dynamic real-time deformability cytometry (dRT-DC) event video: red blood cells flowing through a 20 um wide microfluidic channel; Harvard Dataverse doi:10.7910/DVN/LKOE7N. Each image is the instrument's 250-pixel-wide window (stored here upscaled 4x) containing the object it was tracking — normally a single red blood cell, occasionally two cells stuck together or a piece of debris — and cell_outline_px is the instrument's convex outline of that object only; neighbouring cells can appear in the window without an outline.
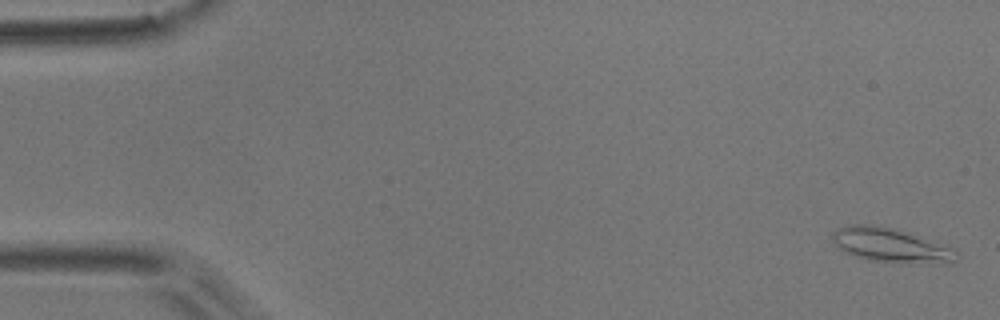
{"species": "common noctule bat (a hibernating species)", "species_latin": "Nyctalus noctula", "temperature_condition": "room temperature", "stored_images_in_passage": 54, "camera_frame_rate_fps": 3000, "um_per_image_px": 0.085, "animal": {"sex": "male", "body_mass_g": 17.9}, "frame": {"image": 1, "passage_image": 1, "time_ms": 0.0, "image_size_px": [1000, 320], "cell_outline_px": [[960, 256], [956, 260], [948, 264], [868, 260], [848, 252], [840, 248], [828, 236], [836, 228], [848, 224], [872, 224], [892, 228], [948, 248], [956, 252]], "centroid_in_image_um": [75.61, 20.83], "position_along_channel_um": 9.4, "area_um2": 23.87}}
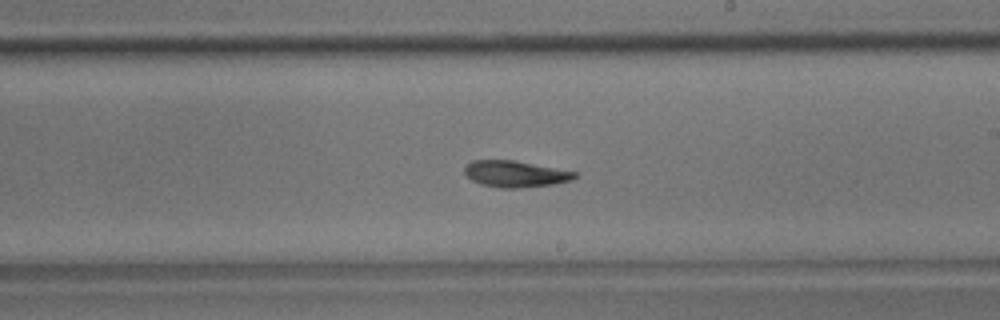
{"frame": {"image": 2, "passage_image": 31, "time_ms": 10.0, "image_size_px": [1000, 320], "cell_outline_px": [[576, 176], [572, 180], [556, 184], [520, 188], [500, 188], [480, 184], [472, 180], [464, 172], [464, 168], [472, 160], [512, 160], [576, 172]], "centroid_in_image_um": [43.79, 14.79], "position_along_channel_um": 245.2, "area_um2": 16.82}}
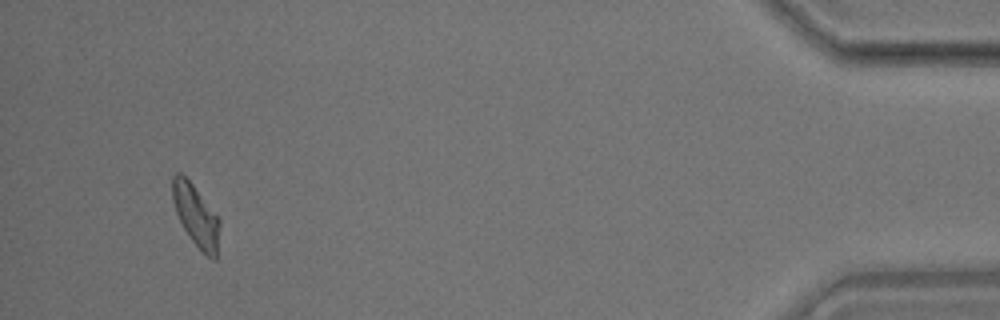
{"frame": {"image": 3, "passage_image": 51, "time_ms": 16.667, "image_size_px": [1000, 320], "cell_outline_px": [[220, 224], [216, 260], [212, 260], [192, 240], [184, 228], [176, 212], [172, 200], [172, 176], [176, 172], [180, 172], [192, 184], [220, 220]], "centroid_in_image_um": [16.64, 18.31], "position_along_channel_um": 418.6, "area_um2": 16.53}, "authors_computed_cell_mechanics": {"area_um2": 17.1955, "velocity_mm_per_s": 3.6823, "shape_relaxation_time_tau1_ms": null, "shape_relaxation_time_tau2_ms": 5.9115, "deformation_change_tau1": null, "deformation_change_tau2": 0.1296}}